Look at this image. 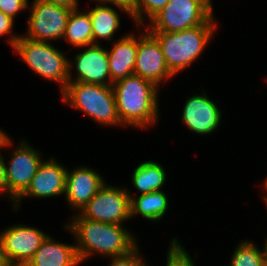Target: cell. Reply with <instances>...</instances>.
<instances>
[{
	"label": "cell",
	"instance_id": "1",
	"mask_svg": "<svg viewBox=\"0 0 267 266\" xmlns=\"http://www.w3.org/2000/svg\"><path fill=\"white\" fill-rule=\"evenodd\" d=\"M71 218L72 221L64 227L71 231V235L74 234L80 262L93 254L109 258L124 256L138 247L134 234L124 225L92 221L78 212Z\"/></svg>",
	"mask_w": 267,
	"mask_h": 266
},
{
	"label": "cell",
	"instance_id": "2",
	"mask_svg": "<svg viewBox=\"0 0 267 266\" xmlns=\"http://www.w3.org/2000/svg\"><path fill=\"white\" fill-rule=\"evenodd\" d=\"M120 123L147 129L159 118L158 90L154 83L132 75L112 83Z\"/></svg>",
	"mask_w": 267,
	"mask_h": 266
},
{
	"label": "cell",
	"instance_id": "3",
	"mask_svg": "<svg viewBox=\"0 0 267 266\" xmlns=\"http://www.w3.org/2000/svg\"><path fill=\"white\" fill-rule=\"evenodd\" d=\"M217 24H202L179 32H149L159 43L169 71L175 76L203 53Z\"/></svg>",
	"mask_w": 267,
	"mask_h": 266
},
{
	"label": "cell",
	"instance_id": "4",
	"mask_svg": "<svg viewBox=\"0 0 267 266\" xmlns=\"http://www.w3.org/2000/svg\"><path fill=\"white\" fill-rule=\"evenodd\" d=\"M62 100L83 112L100 125L123 126L118 116L112 86L68 82L61 92Z\"/></svg>",
	"mask_w": 267,
	"mask_h": 266
},
{
	"label": "cell",
	"instance_id": "5",
	"mask_svg": "<svg viewBox=\"0 0 267 266\" xmlns=\"http://www.w3.org/2000/svg\"><path fill=\"white\" fill-rule=\"evenodd\" d=\"M210 0H169L147 24L148 32H179L202 24H217Z\"/></svg>",
	"mask_w": 267,
	"mask_h": 266
},
{
	"label": "cell",
	"instance_id": "6",
	"mask_svg": "<svg viewBox=\"0 0 267 266\" xmlns=\"http://www.w3.org/2000/svg\"><path fill=\"white\" fill-rule=\"evenodd\" d=\"M13 49L32 72L49 81L58 82L61 92L66 88L69 77L65 53L51 43L32 40L23 35H20Z\"/></svg>",
	"mask_w": 267,
	"mask_h": 266
},
{
	"label": "cell",
	"instance_id": "7",
	"mask_svg": "<svg viewBox=\"0 0 267 266\" xmlns=\"http://www.w3.org/2000/svg\"><path fill=\"white\" fill-rule=\"evenodd\" d=\"M79 214L92 221L123 225L131 218L127 189L105 183Z\"/></svg>",
	"mask_w": 267,
	"mask_h": 266
},
{
	"label": "cell",
	"instance_id": "8",
	"mask_svg": "<svg viewBox=\"0 0 267 266\" xmlns=\"http://www.w3.org/2000/svg\"><path fill=\"white\" fill-rule=\"evenodd\" d=\"M29 7L28 30L24 36L47 43L63 39L72 9L40 0H33Z\"/></svg>",
	"mask_w": 267,
	"mask_h": 266
},
{
	"label": "cell",
	"instance_id": "9",
	"mask_svg": "<svg viewBox=\"0 0 267 266\" xmlns=\"http://www.w3.org/2000/svg\"><path fill=\"white\" fill-rule=\"evenodd\" d=\"M48 235L27 225H12L0 232V248L7 266H26Z\"/></svg>",
	"mask_w": 267,
	"mask_h": 266
},
{
	"label": "cell",
	"instance_id": "10",
	"mask_svg": "<svg viewBox=\"0 0 267 266\" xmlns=\"http://www.w3.org/2000/svg\"><path fill=\"white\" fill-rule=\"evenodd\" d=\"M18 146L10 153V162L5 166L7 193L13 203L27 190L43 161L39 150L25 140H21Z\"/></svg>",
	"mask_w": 267,
	"mask_h": 266
},
{
	"label": "cell",
	"instance_id": "11",
	"mask_svg": "<svg viewBox=\"0 0 267 266\" xmlns=\"http://www.w3.org/2000/svg\"><path fill=\"white\" fill-rule=\"evenodd\" d=\"M84 51L74 57V63L68 60L69 82H82L112 86L107 49L99 44L86 46ZM74 65V66H73ZM72 66L76 76L72 78ZM74 79V80H73Z\"/></svg>",
	"mask_w": 267,
	"mask_h": 266
},
{
	"label": "cell",
	"instance_id": "12",
	"mask_svg": "<svg viewBox=\"0 0 267 266\" xmlns=\"http://www.w3.org/2000/svg\"><path fill=\"white\" fill-rule=\"evenodd\" d=\"M134 75L149 80L157 87H159L161 81L169 80L174 76L167 67L158 41L147 29L140 35L138 34Z\"/></svg>",
	"mask_w": 267,
	"mask_h": 266
},
{
	"label": "cell",
	"instance_id": "13",
	"mask_svg": "<svg viewBox=\"0 0 267 266\" xmlns=\"http://www.w3.org/2000/svg\"><path fill=\"white\" fill-rule=\"evenodd\" d=\"M67 169L53 157L43 160L27 190L12 204V209L17 211L21 200L27 197L43 199L65 194Z\"/></svg>",
	"mask_w": 267,
	"mask_h": 266
},
{
	"label": "cell",
	"instance_id": "14",
	"mask_svg": "<svg viewBox=\"0 0 267 266\" xmlns=\"http://www.w3.org/2000/svg\"><path fill=\"white\" fill-rule=\"evenodd\" d=\"M221 111L217 103L209 99L205 91L187 99L182 112V121L190 131L208 135L217 130L221 122Z\"/></svg>",
	"mask_w": 267,
	"mask_h": 266
},
{
	"label": "cell",
	"instance_id": "15",
	"mask_svg": "<svg viewBox=\"0 0 267 266\" xmlns=\"http://www.w3.org/2000/svg\"><path fill=\"white\" fill-rule=\"evenodd\" d=\"M105 183L100 173L92 168L79 166L73 171L67 169L64 196L70 207L79 213Z\"/></svg>",
	"mask_w": 267,
	"mask_h": 266
},
{
	"label": "cell",
	"instance_id": "16",
	"mask_svg": "<svg viewBox=\"0 0 267 266\" xmlns=\"http://www.w3.org/2000/svg\"><path fill=\"white\" fill-rule=\"evenodd\" d=\"M113 47L107 50L111 81L134 75V67L138 50V38L133 34H126L118 41H113Z\"/></svg>",
	"mask_w": 267,
	"mask_h": 266
},
{
	"label": "cell",
	"instance_id": "17",
	"mask_svg": "<svg viewBox=\"0 0 267 266\" xmlns=\"http://www.w3.org/2000/svg\"><path fill=\"white\" fill-rule=\"evenodd\" d=\"M75 244H66L47 236L26 266H78Z\"/></svg>",
	"mask_w": 267,
	"mask_h": 266
},
{
	"label": "cell",
	"instance_id": "18",
	"mask_svg": "<svg viewBox=\"0 0 267 266\" xmlns=\"http://www.w3.org/2000/svg\"><path fill=\"white\" fill-rule=\"evenodd\" d=\"M92 1L97 2L96 6L88 9L87 12L92 22L93 44H98L100 39L106 41H112L113 39L115 41L113 36L116 34V30L121 27L119 13L111 6H107V3L105 5V3L98 0Z\"/></svg>",
	"mask_w": 267,
	"mask_h": 266
},
{
	"label": "cell",
	"instance_id": "19",
	"mask_svg": "<svg viewBox=\"0 0 267 266\" xmlns=\"http://www.w3.org/2000/svg\"><path fill=\"white\" fill-rule=\"evenodd\" d=\"M130 197V216L134 218L137 214L150 221H160L166 214L169 206L168 197L162 190L140 194L134 198L128 191Z\"/></svg>",
	"mask_w": 267,
	"mask_h": 266
},
{
	"label": "cell",
	"instance_id": "20",
	"mask_svg": "<svg viewBox=\"0 0 267 266\" xmlns=\"http://www.w3.org/2000/svg\"><path fill=\"white\" fill-rule=\"evenodd\" d=\"M166 177V171L161 164L156 161H145L134 169L132 183L141 194H148L162 190Z\"/></svg>",
	"mask_w": 267,
	"mask_h": 266
},
{
	"label": "cell",
	"instance_id": "21",
	"mask_svg": "<svg viewBox=\"0 0 267 266\" xmlns=\"http://www.w3.org/2000/svg\"><path fill=\"white\" fill-rule=\"evenodd\" d=\"M63 39L77 48L84 49L93 44L92 22L87 10L86 12H79V8L71 10Z\"/></svg>",
	"mask_w": 267,
	"mask_h": 266
},
{
	"label": "cell",
	"instance_id": "22",
	"mask_svg": "<svg viewBox=\"0 0 267 266\" xmlns=\"http://www.w3.org/2000/svg\"><path fill=\"white\" fill-rule=\"evenodd\" d=\"M230 266H264L260 249L251 241H242L232 254Z\"/></svg>",
	"mask_w": 267,
	"mask_h": 266
},
{
	"label": "cell",
	"instance_id": "23",
	"mask_svg": "<svg viewBox=\"0 0 267 266\" xmlns=\"http://www.w3.org/2000/svg\"><path fill=\"white\" fill-rule=\"evenodd\" d=\"M169 0H137L136 8L131 13V18L139 27H143L145 16L150 21L156 14H158Z\"/></svg>",
	"mask_w": 267,
	"mask_h": 266
},
{
	"label": "cell",
	"instance_id": "24",
	"mask_svg": "<svg viewBox=\"0 0 267 266\" xmlns=\"http://www.w3.org/2000/svg\"><path fill=\"white\" fill-rule=\"evenodd\" d=\"M166 266H195L194 260L177 238H173L166 256Z\"/></svg>",
	"mask_w": 267,
	"mask_h": 266
},
{
	"label": "cell",
	"instance_id": "25",
	"mask_svg": "<svg viewBox=\"0 0 267 266\" xmlns=\"http://www.w3.org/2000/svg\"><path fill=\"white\" fill-rule=\"evenodd\" d=\"M28 0H0V11L14 19L19 12L29 8Z\"/></svg>",
	"mask_w": 267,
	"mask_h": 266
},
{
	"label": "cell",
	"instance_id": "26",
	"mask_svg": "<svg viewBox=\"0 0 267 266\" xmlns=\"http://www.w3.org/2000/svg\"><path fill=\"white\" fill-rule=\"evenodd\" d=\"M139 255V247H137L127 255L111 258L109 266H143L145 261L143 262L141 255Z\"/></svg>",
	"mask_w": 267,
	"mask_h": 266
},
{
	"label": "cell",
	"instance_id": "27",
	"mask_svg": "<svg viewBox=\"0 0 267 266\" xmlns=\"http://www.w3.org/2000/svg\"><path fill=\"white\" fill-rule=\"evenodd\" d=\"M13 26H14V19H12L10 16L5 15L0 11V36H8L7 40L9 41L8 43L11 45L13 48L16 41L19 39L20 35L18 34H12L13 32ZM9 38V39H8Z\"/></svg>",
	"mask_w": 267,
	"mask_h": 266
},
{
	"label": "cell",
	"instance_id": "28",
	"mask_svg": "<svg viewBox=\"0 0 267 266\" xmlns=\"http://www.w3.org/2000/svg\"><path fill=\"white\" fill-rule=\"evenodd\" d=\"M1 151V150H0ZM2 153H0V194L5 193V195L7 194V197H9L8 193H7V181H6V161L4 159V156L1 155Z\"/></svg>",
	"mask_w": 267,
	"mask_h": 266
},
{
	"label": "cell",
	"instance_id": "29",
	"mask_svg": "<svg viewBox=\"0 0 267 266\" xmlns=\"http://www.w3.org/2000/svg\"><path fill=\"white\" fill-rule=\"evenodd\" d=\"M40 1L55 4V5H61L72 10L77 9L79 5L78 3L79 0H40Z\"/></svg>",
	"mask_w": 267,
	"mask_h": 266
},
{
	"label": "cell",
	"instance_id": "30",
	"mask_svg": "<svg viewBox=\"0 0 267 266\" xmlns=\"http://www.w3.org/2000/svg\"><path fill=\"white\" fill-rule=\"evenodd\" d=\"M11 137L8 136V134L5 133L4 130L0 129V149H5V147H12Z\"/></svg>",
	"mask_w": 267,
	"mask_h": 266
},
{
	"label": "cell",
	"instance_id": "31",
	"mask_svg": "<svg viewBox=\"0 0 267 266\" xmlns=\"http://www.w3.org/2000/svg\"><path fill=\"white\" fill-rule=\"evenodd\" d=\"M263 246H264V248H263V250L260 249V252H261V256H262V260H263L264 266H267V237H266V240H265V244Z\"/></svg>",
	"mask_w": 267,
	"mask_h": 266
},
{
	"label": "cell",
	"instance_id": "32",
	"mask_svg": "<svg viewBox=\"0 0 267 266\" xmlns=\"http://www.w3.org/2000/svg\"><path fill=\"white\" fill-rule=\"evenodd\" d=\"M262 186H263V189L266 190V192H267V178L264 180V183ZM263 198H264V201H265L266 206H267V196L265 195Z\"/></svg>",
	"mask_w": 267,
	"mask_h": 266
},
{
	"label": "cell",
	"instance_id": "33",
	"mask_svg": "<svg viewBox=\"0 0 267 266\" xmlns=\"http://www.w3.org/2000/svg\"><path fill=\"white\" fill-rule=\"evenodd\" d=\"M0 266H7L2 256L1 248H0Z\"/></svg>",
	"mask_w": 267,
	"mask_h": 266
}]
</instances>
